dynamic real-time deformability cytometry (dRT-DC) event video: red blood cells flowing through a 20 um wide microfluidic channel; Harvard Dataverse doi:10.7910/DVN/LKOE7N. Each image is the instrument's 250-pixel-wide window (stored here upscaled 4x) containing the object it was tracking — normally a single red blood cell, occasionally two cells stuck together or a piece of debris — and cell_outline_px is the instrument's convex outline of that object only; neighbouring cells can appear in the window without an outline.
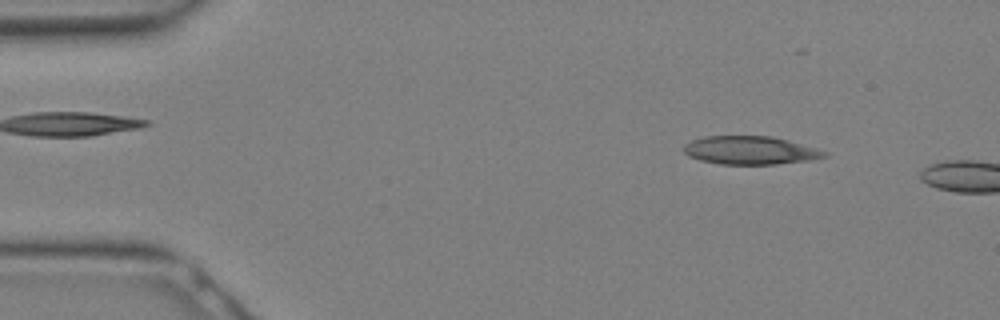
{"species": "Egyptian fruit bat (a non-hibernating species)", "species_latin": "Rousettus aegyptiacus", "temperature_condition": "warm", "stored_images_in_passage": 7, "camera_frame_rate_fps": 3000, "um_per_image_px": 0.085, "animal": {"sex": "female"}, "frame": {"image": 1, "passage_image": 3, "time_ms": 0.667, "image_size_px": [1000, 320], "cell_outline_px": [[828, 156], [808, 160], [776, 164], [720, 164], [700, 160], [688, 156], [684, 152], [684, 144], [692, 140], [704, 136], [772, 136], [788, 140], [816, 148], [828, 152]], "centroid_in_image_um": [63.75, 12.77], "position_along_channel_um": 21.2, "area_um2": 23.12}}